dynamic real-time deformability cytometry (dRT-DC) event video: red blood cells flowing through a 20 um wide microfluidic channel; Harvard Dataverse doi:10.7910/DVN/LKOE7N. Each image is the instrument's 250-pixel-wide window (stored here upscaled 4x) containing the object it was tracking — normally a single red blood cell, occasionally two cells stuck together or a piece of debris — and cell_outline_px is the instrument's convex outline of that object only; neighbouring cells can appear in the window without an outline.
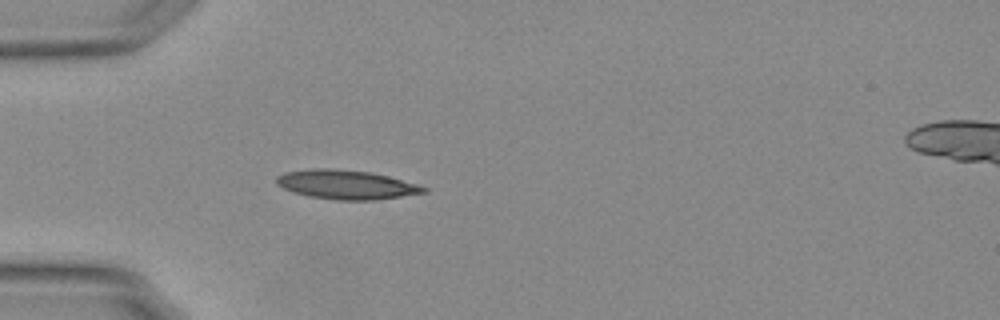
{"species": "Egyptian fruit bat (a non-hibernating species)", "species_latin": "Rousettus aegyptiacus", "temperature_condition": "warm", "stored_images_in_passage": 23, "camera_frame_rate_fps": 3000, "um_per_image_px": 0.085, "animal": {"sex": "female"}, "frame": {"image": 1, "passage_image": 4, "time_ms": 1.0, "image_size_px": [1000, 320], "cell_outline_px": [[428, 192], [376, 200], [340, 200], [312, 196], [296, 192], [284, 188], [276, 184], [276, 176], [284, 172], [312, 168], [332, 168], [372, 172], [388, 176], [416, 184], [428, 188]], "centroid_in_image_um": [29.44, 15.68], "position_along_channel_um": 55.6, "area_um2": 24.85}}